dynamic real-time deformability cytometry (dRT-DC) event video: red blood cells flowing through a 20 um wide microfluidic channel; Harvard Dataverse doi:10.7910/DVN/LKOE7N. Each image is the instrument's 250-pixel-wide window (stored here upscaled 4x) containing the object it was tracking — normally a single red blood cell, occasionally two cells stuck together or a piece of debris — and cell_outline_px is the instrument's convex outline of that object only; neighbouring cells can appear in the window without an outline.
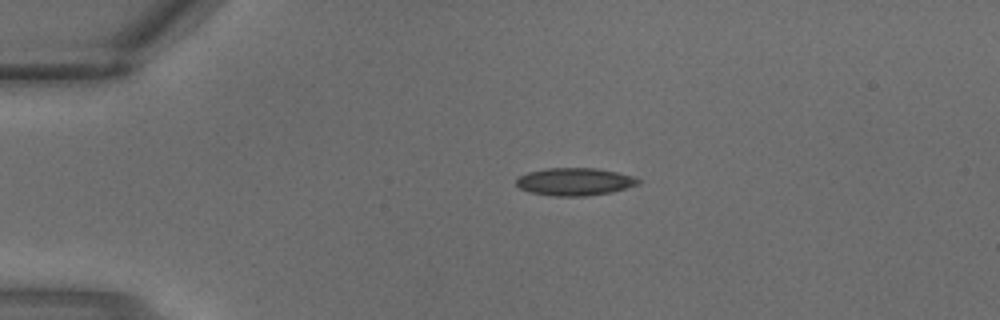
{"species": "common noctule bat (a hibernating species)", "species_latin": "Nyctalus noctula", "temperature_condition": "warm", "stored_images_in_passage": 2, "camera_frame_rate_fps": 3000, "um_per_image_px": 0.085, "animal": {"sex": "male", "body_mass_g": 18.8}, "frame": {"image": 1, "passage_image": 1, "time_ms": 0.0, "image_size_px": [1000, 320], "cell_outline_px": [[640, 184], [612, 192], [584, 196], [552, 196], [528, 192], [520, 188], [516, 184], [516, 180], [520, 176], [528, 172], [544, 168], [596, 168], [616, 172], [632, 176], [640, 180]], "centroid_in_image_um": [48.83, 15.44], "position_along_channel_um": 36.2, "area_um2": 19.65}}